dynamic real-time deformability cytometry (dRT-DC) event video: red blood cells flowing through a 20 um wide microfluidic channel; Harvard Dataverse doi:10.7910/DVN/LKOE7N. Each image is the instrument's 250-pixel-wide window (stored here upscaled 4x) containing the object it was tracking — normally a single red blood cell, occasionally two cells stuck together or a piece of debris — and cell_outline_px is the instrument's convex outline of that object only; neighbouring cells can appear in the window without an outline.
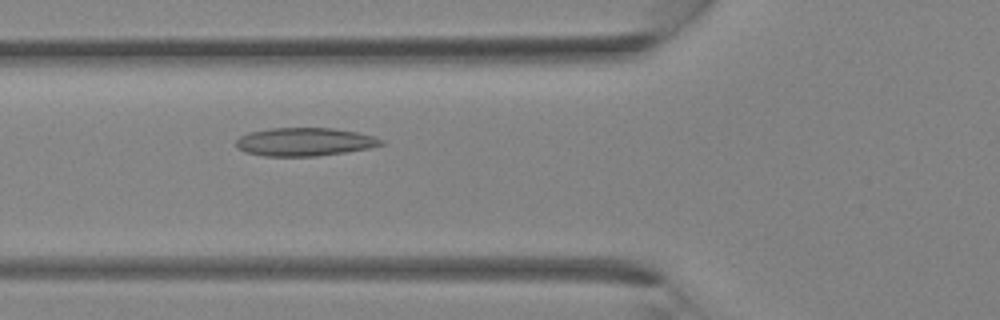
{"species": "Egyptian fruit bat (a non-hibernating species)", "species_latin": "Rousettus aegyptiacus", "temperature_condition": "room temperature", "stored_images_in_passage": 35, "camera_frame_rate_fps": 3000, "um_per_image_px": 0.085, "animal": {"sex": "female"}, "frame": {"image": 1, "passage_image": 13, "time_ms": 4.0, "image_size_px": [1000, 320], "cell_outline_px": [[384, 144], [368, 148], [344, 152], [316, 156], [264, 156], [244, 152], [236, 148], [236, 140], [240, 136], [248, 132], [272, 128], [332, 128], [356, 132], [372, 136], [384, 140]], "centroid_in_image_um": [25.84, 12.06], "position_along_channel_um": 100.0, "area_um2": 23.81}}
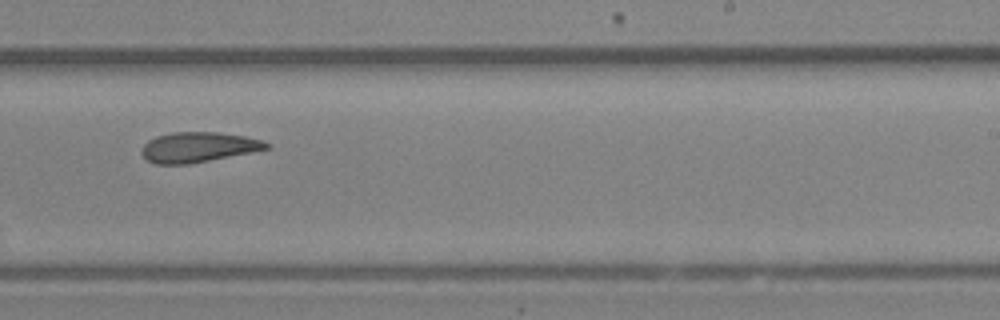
{"frame": {"image": 2, "passage_image": 22, "time_ms": 7.0, "image_size_px": [1000, 320], "cell_outline_px": [[272, 144], [268, 148], [188, 164], [156, 164], [148, 160], [140, 152], [144, 144], [148, 140], [156, 136], [172, 132], [216, 132], [244, 136], [264, 140]], "centroid_in_image_um": [16.82, 12.49], "position_along_channel_um": 272.2, "area_um2": 21.62}}
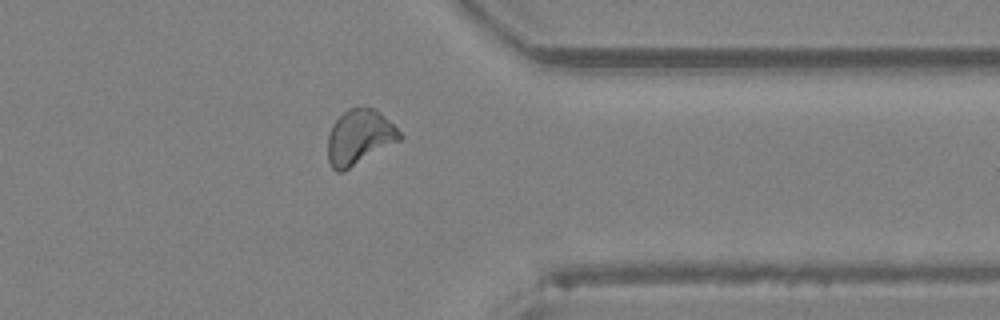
{"frame": {"image": 3, "passage_image": 28, "time_ms": 9.0, "image_size_px": [1000, 320], "cell_outline_px": [[404, 136], [400, 140], [344, 172], [336, 172], [332, 168], [328, 160], [328, 136], [332, 124], [348, 108], [376, 108]], "centroid_in_image_um": [30.53, 11.68], "position_along_channel_um": 380.9, "area_um2": 23.0}}